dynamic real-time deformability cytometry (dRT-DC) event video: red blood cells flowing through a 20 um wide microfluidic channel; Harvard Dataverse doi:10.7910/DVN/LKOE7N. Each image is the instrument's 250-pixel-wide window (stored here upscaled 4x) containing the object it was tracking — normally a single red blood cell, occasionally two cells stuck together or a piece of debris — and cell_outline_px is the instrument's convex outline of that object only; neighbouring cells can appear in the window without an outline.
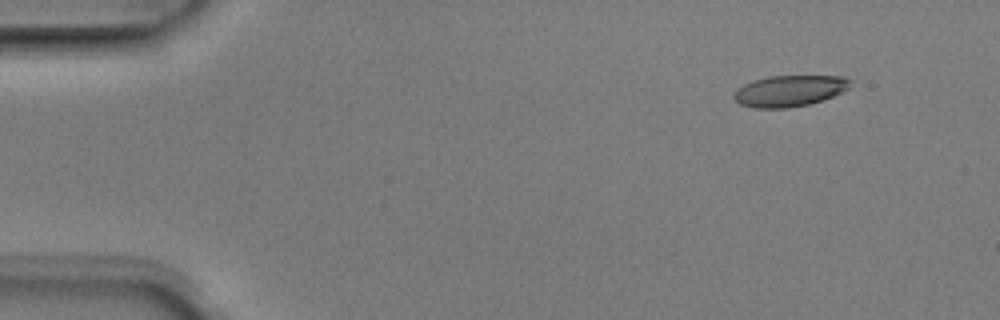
{"species": "Egyptian fruit bat (a non-hibernating species)", "species_latin": "Rousettus aegyptiacus", "temperature_condition": "room temperature", "stored_images_in_passage": 3, "camera_frame_rate_fps": 3000, "um_per_image_px": 0.085, "animal": {"sex": "male"}, "frame": {"image": 1, "passage_image": 1, "time_ms": 0.0, "image_size_px": [1000, 320], "cell_outline_px": [[852, 80], [848, 88], [824, 100], [808, 104], [788, 108], [756, 108], [740, 104], [732, 96], [744, 84], [768, 76], [844, 76]], "centroid_in_image_um": [67.13, 7.72], "position_along_channel_um": 17.9, "area_um2": 20.92}}
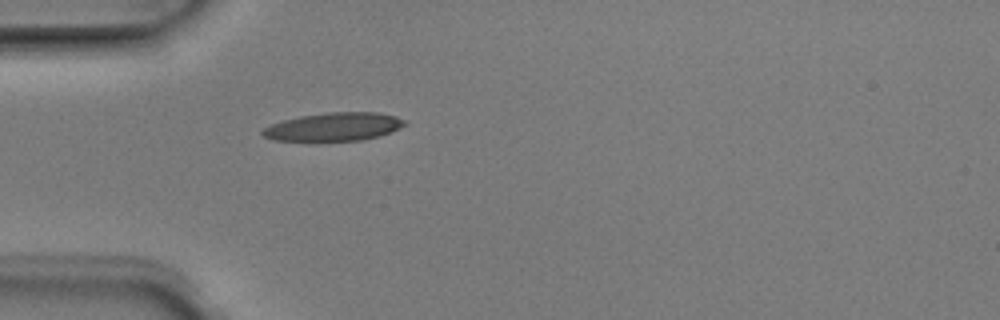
{"frame": {"image": 2, "passage_image": 3, "time_ms": 0.667, "image_size_px": [1000, 320], "cell_outline_px": [[408, 124], [388, 132], [376, 136], [360, 140], [316, 144], [312, 144], [272, 140], [264, 136], [260, 132], [264, 128], [272, 124], [284, 120], [300, 116], [328, 112], [376, 112], [396, 116], [404, 120]], "centroid_in_image_um": [28.28, 10.83], "position_along_channel_um": 56.7, "area_um2": 24.28}}